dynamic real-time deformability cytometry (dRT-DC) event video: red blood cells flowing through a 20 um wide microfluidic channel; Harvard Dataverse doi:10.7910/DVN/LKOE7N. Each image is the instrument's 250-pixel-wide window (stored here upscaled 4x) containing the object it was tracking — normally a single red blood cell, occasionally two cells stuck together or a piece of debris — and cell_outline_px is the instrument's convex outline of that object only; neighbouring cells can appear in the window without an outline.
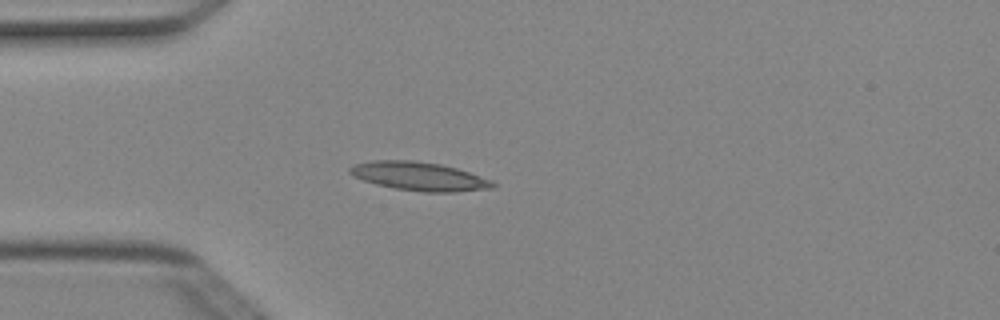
{"species": "Egyptian fruit bat (a non-hibernating species)", "species_latin": "Rousettus aegyptiacus", "temperature_condition": "cold", "stored_images_in_passage": 4, "camera_frame_rate_fps": 3000, "um_per_image_px": 0.085, "animal": {"sex": "female"}, "frame": {"image": 1, "passage_image": 4, "time_ms": 1.0, "image_size_px": [1000, 320], "cell_outline_px": [[496, 188], [456, 192], [424, 192], [396, 188], [376, 184], [352, 176], [348, 172], [348, 168], [356, 164], [372, 160], [412, 160], [440, 164], [456, 168], [492, 180], [496, 184]], "centroid_in_image_um": [35.64, 14.99], "position_along_channel_um": 49.4, "area_um2": 23.81}}